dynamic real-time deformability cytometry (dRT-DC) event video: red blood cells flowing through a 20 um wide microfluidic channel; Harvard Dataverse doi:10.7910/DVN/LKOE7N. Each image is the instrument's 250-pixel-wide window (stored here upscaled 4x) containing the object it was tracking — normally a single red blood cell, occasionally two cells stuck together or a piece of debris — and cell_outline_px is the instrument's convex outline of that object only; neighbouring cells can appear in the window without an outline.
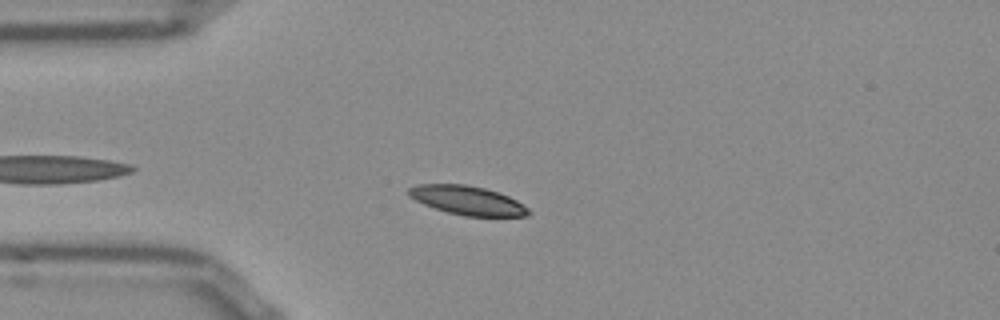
{"species": "Egyptian fruit bat (a non-hibernating species)", "species_latin": "Rousettus aegyptiacus", "temperature_condition": "room temperature", "stored_images_in_passage": 36, "camera_frame_rate_fps": 3000, "um_per_image_px": 0.085, "frame": {"image": 1, "passage_image": 6, "time_ms": 1.667, "image_size_px": [1000, 320], "cell_outline_px": [[532, 212], [528, 216], [464, 216], [448, 212], [424, 204], [408, 196], [408, 188], [416, 184], [464, 184], [484, 188], [508, 196], [516, 200], [528, 208]], "centroid_in_image_um": [39.73, 17.03], "position_along_channel_um": 45.3, "area_um2": 20.06}}
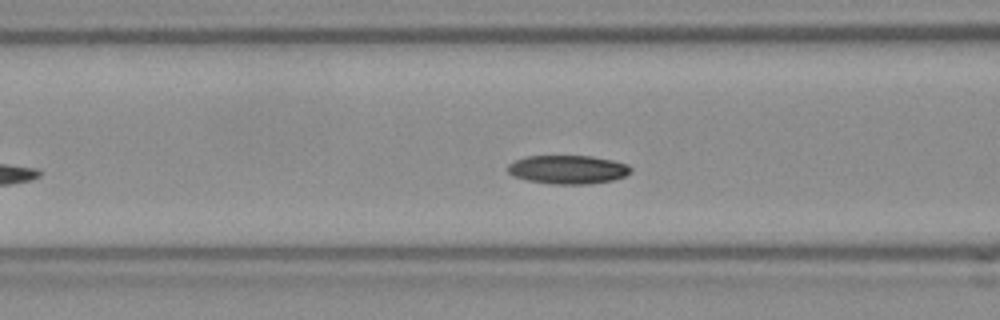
{"frame": {"image": 2, "passage_image": 13, "time_ms": 4.0, "image_size_px": [1000, 320], "cell_outline_px": [[632, 172], [624, 176], [612, 180], [588, 184], [552, 184], [528, 180], [512, 176], [508, 172], [508, 164], [524, 156], [592, 156], [612, 160], [628, 164], [632, 168]], "centroid_in_image_um": [48.27, 14.41], "position_along_channel_um": 118.3, "area_um2": 20.58}}
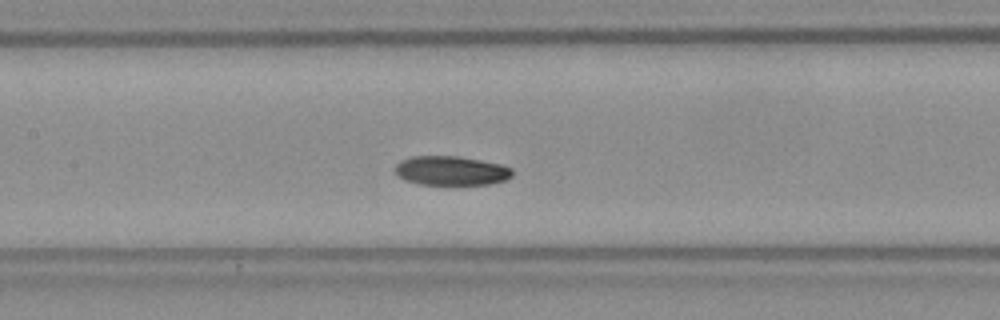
{"frame": {"image": 3, "passage_image": 17, "time_ms": 5.333, "image_size_px": [1000, 320], "cell_outline_px": [[512, 176], [504, 180], [488, 184], [420, 184], [404, 180], [396, 172], [396, 164], [400, 160], [412, 156], [456, 156], [480, 160], [500, 164], [512, 168]], "centroid_in_image_um": [38.34, 14.5], "position_along_channel_um": 169.1, "area_um2": 19.77}, "authors_computed_cell_mechanics": {"area_um2": 20.6635, "velocity_mm_per_s": 3.7849, "shape_relaxation_time_tau1_ms": 2.497, "shape_relaxation_time_tau2_ms": 9.584, "deformation_change_tau1": 0.0788, "deformation_change_tau2": 0.1183}}